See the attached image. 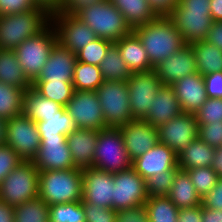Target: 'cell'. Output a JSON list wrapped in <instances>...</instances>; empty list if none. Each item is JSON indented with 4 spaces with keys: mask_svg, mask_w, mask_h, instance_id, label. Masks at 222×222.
<instances>
[{
    "mask_svg": "<svg viewBox=\"0 0 222 222\" xmlns=\"http://www.w3.org/2000/svg\"><path fill=\"white\" fill-rule=\"evenodd\" d=\"M133 32L141 40L153 68L186 45L168 16H157L147 24L135 27Z\"/></svg>",
    "mask_w": 222,
    "mask_h": 222,
    "instance_id": "1",
    "label": "cell"
},
{
    "mask_svg": "<svg viewBox=\"0 0 222 222\" xmlns=\"http://www.w3.org/2000/svg\"><path fill=\"white\" fill-rule=\"evenodd\" d=\"M51 13L42 6L22 13L0 16V49L14 50L50 23Z\"/></svg>",
    "mask_w": 222,
    "mask_h": 222,
    "instance_id": "2",
    "label": "cell"
},
{
    "mask_svg": "<svg viewBox=\"0 0 222 222\" xmlns=\"http://www.w3.org/2000/svg\"><path fill=\"white\" fill-rule=\"evenodd\" d=\"M186 45L204 41L213 24L210 0H178L168 15Z\"/></svg>",
    "mask_w": 222,
    "mask_h": 222,
    "instance_id": "3",
    "label": "cell"
},
{
    "mask_svg": "<svg viewBox=\"0 0 222 222\" xmlns=\"http://www.w3.org/2000/svg\"><path fill=\"white\" fill-rule=\"evenodd\" d=\"M82 187L80 168L39 172L38 197L48 206L82 201Z\"/></svg>",
    "mask_w": 222,
    "mask_h": 222,
    "instance_id": "4",
    "label": "cell"
},
{
    "mask_svg": "<svg viewBox=\"0 0 222 222\" xmlns=\"http://www.w3.org/2000/svg\"><path fill=\"white\" fill-rule=\"evenodd\" d=\"M75 16L88 25L98 38L112 42L133 31L123 14L109 0L86 7Z\"/></svg>",
    "mask_w": 222,
    "mask_h": 222,
    "instance_id": "5",
    "label": "cell"
},
{
    "mask_svg": "<svg viewBox=\"0 0 222 222\" xmlns=\"http://www.w3.org/2000/svg\"><path fill=\"white\" fill-rule=\"evenodd\" d=\"M56 43L55 29L49 23L37 35L24 40L14 49L19 64L31 83L38 78Z\"/></svg>",
    "mask_w": 222,
    "mask_h": 222,
    "instance_id": "6",
    "label": "cell"
},
{
    "mask_svg": "<svg viewBox=\"0 0 222 222\" xmlns=\"http://www.w3.org/2000/svg\"><path fill=\"white\" fill-rule=\"evenodd\" d=\"M39 170L32 161H23L0 183V200L16 206L38 197Z\"/></svg>",
    "mask_w": 222,
    "mask_h": 222,
    "instance_id": "7",
    "label": "cell"
},
{
    "mask_svg": "<svg viewBox=\"0 0 222 222\" xmlns=\"http://www.w3.org/2000/svg\"><path fill=\"white\" fill-rule=\"evenodd\" d=\"M131 167L132 160L123 143L120 128L107 127L99 130L93 168L114 174Z\"/></svg>",
    "mask_w": 222,
    "mask_h": 222,
    "instance_id": "8",
    "label": "cell"
},
{
    "mask_svg": "<svg viewBox=\"0 0 222 222\" xmlns=\"http://www.w3.org/2000/svg\"><path fill=\"white\" fill-rule=\"evenodd\" d=\"M95 92L107 127L120 128L133 120L126 81H104Z\"/></svg>",
    "mask_w": 222,
    "mask_h": 222,
    "instance_id": "9",
    "label": "cell"
},
{
    "mask_svg": "<svg viewBox=\"0 0 222 222\" xmlns=\"http://www.w3.org/2000/svg\"><path fill=\"white\" fill-rule=\"evenodd\" d=\"M40 143L34 120L21 114L7 121L5 144L12 147L24 161H32L36 157Z\"/></svg>",
    "mask_w": 222,
    "mask_h": 222,
    "instance_id": "10",
    "label": "cell"
},
{
    "mask_svg": "<svg viewBox=\"0 0 222 222\" xmlns=\"http://www.w3.org/2000/svg\"><path fill=\"white\" fill-rule=\"evenodd\" d=\"M146 180L132 167L114 173L112 209L116 211L144 205L147 201Z\"/></svg>",
    "mask_w": 222,
    "mask_h": 222,
    "instance_id": "11",
    "label": "cell"
},
{
    "mask_svg": "<svg viewBox=\"0 0 222 222\" xmlns=\"http://www.w3.org/2000/svg\"><path fill=\"white\" fill-rule=\"evenodd\" d=\"M162 86L163 84L154 69L131 74L127 81V88L133 119L143 120L147 116L151 103Z\"/></svg>",
    "mask_w": 222,
    "mask_h": 222,
    "instance_id": "12",
    "label": "cell"
},
{
    "mask_svg": "<svg viewBox=\"0 0 222 222\" xmlns=\"http://www.w3.org/2000/svg\"><path fill=\"white\" fill-rule=\"evenodd\" d=\"M65 108L79 129L99 131L107 128L100 100L95 91L75 90Z\"/></svg>",
    "mask_w": 222,
    "mask_h": 222,
    "instance_id": "13",
    "label": "cell"
},
{
    "mask_svg": "<svg viewBox=\"0 0 222 222\" xmlns=\"http://www.w3.org/2000/svg\"><path fill=\"white\" fill-rule=\"evenodd\" d=\"M50 23L55 29L57 42L75 54L97 38L94 31L75 15L51 13Z\"/></svg>",
    "mask_w": 222,
    "mask_h": 222,
    "instance_id": "14",
    "label": "cell"
},
{
    "mask_svg": "<svg viewBox=\"0 0 222 222\" xmlns=\"http://www.w3.org/2000/svg\"><path fill=\"white\" fill-rule=\"evenodd\" d=\"M157 130L159 143L167 145L176 154H179L194 139L198 138L199 124L195 114L182 112L159 126Z\"/></svg>",
    "mask_w": 222,
    "mask_h": 222,
    "instance_id": "15",
    "label": "cell"
},
{
    "mask_svg": "<svg viewBox=\"0 0 222 222\" xmlns=\"http://www.w3.org/2000/svg\"><path fill=\"white\" fill-rule=\"evenodd\" d=\"M40 148L32 160L39 171L76 168L70 154L66 136L40 137Z\"/></svg>",
    "mask_w": 222,
    "mask_h": 222,
    "instance_id": "16",
    "label": "cell"
},
{
    "mask_svg": "<svg viewBox=\"0 0 222 222\" xmlns=\"http://www.w3.org/2000/svg\"><path fill=\"white\" fill-rule=\"evenodd\" d=\"M82 176V200L112 208L114 174L90 167L82 169Z\"/></svg>",
    "mask_w": 222,
    "mask_h": 222,
    "instance_id": "17",
    "label": "cell"
},
{
    "mask_svg": "<svg viewBox=\"0 0 222 222\" xmlns=\"http://www.w3.org/2000/svg\"><path fill=\"white\" fill-rule=\"evenodd\" d=\"M120 131L126 151L132 161L159 142L157 128L142 119H133L121 126Z\"/></svg>",
    "mask_w": 222,
    "mask_h": 222,
    "instance_id": "18",
    "label": "cell"
},
{
    "mask_svg": "<svg viewBox=\"0 0 222 222\" xmlns=\"http://www.w3.org/2000/svg\"><path fill=\"white\" fill-rule=\"evenodd\" d=\"M175 167H178L177 154L167 145L159 142L132 161V168L145 180Z\"/></svg>",
    "mask_w": 222,
    "mask_h": 222,
    "instance_id": "19",
    "label": "cell"
},
{
    "mask_svg": "<svg viewBox=\"0 0 222 222\" xmlns=\"http://www.w3.org/2000/svg\"><path fill=\"white\" fill-rule=\"evenodd\" d=\"M154 70L157 72L163 85H172L187 75L198 72L195 56L190 45L159 63Z\"/></svg>",
    "mask_w": 222,
    "mask_h": 222,
    "instance_id": "20",
    "label": "cell"
},
{
    "mask_svg": "<svg viewBox=\"0 0 222 222\" xmlns=\"http://www.w3.org/2000/svg\"><path fill=\"white\" fill-rule=\"evenodd\" d=\"M76 62V54L57 42L35 81H72Z\"/></svg>",
    "mask_w": 222,
    "mask_h": 222,
    "instance_id": "21",
    "label": "cell"
},
{
    "mask_svg": "<svg viewBox=\"0 0 222 222\" xmlns=\"http://www.w3.org/2000/svg\"><path fill=\"white\" fill-rule=\"evenodd\" d=\"M171 86L183 112L194 114L208 99L204 76L199 72L187 75Z\"/></svg>",
    "mask_w": 222,
    "mask_h": 222,
    "instance_id": "22",
    "label": "cell"
},
{
    "mask_svg": "<svg viewBox=\"0 0 222 222\" xmlns=\"http://www.w3.org/2000/svg\"><path fill=\"white\" fill-rule=\"evenodd\" d=\"M98 137V130L79 128L66 136L71 158L76 168L93 167Z\"/></svg>",
    "mask_w": 222,
    "mask_h": 222,
    "instance_id": "23",
    "label": "cell"
},
{
    "mask_svg": "<svg viewBox=\"0 0 222 222\" xmlns=\"http://www.w3.org/2000/svg\"><path fill=\"white\" fill-rule=\"evenodd\" d=\"M151 104V108L143 120L156 128L183 112L175 91L170 85H163Z\"/></svg>",
    "mask_w": 222,
    "mask_h": 222,
    "instance_id": "24",
    "label": "cell"
},
{
    "mask_svg": "<svg viewBox=\"0 0 222 222\" xmlns=\"http://www.w3.org/2000/svg\"><path fill=\"white\" fill-rule=\"evenodd\" d=\"M114 43L132 73L147 72L154 69L141 40L133 31Z\"/></svg>",
    "mask_w": 222,
    "mask_h": 222,
    "instance_id": "25",
    "label": "cell"
},
{
    "mask_svg": "<svg viewBox=\"0 0 222 222\" xmlns=\"http://www.w3.org/2000/svg\"><path fill=\"white\" fill-rule=\"evenodd\" d=\"M169 199L180 208H192L202 204V198L185 170L178 169L175 173Z\"/></svg>",
    "mask_w": 222,
    "mask_h": 222,
    "instance_id": "26",
    "label": "cell"
},
{
    "mask_svg": "<svg viewBox=\"0 0 222 222\" xmlns=\"http://www.w3.org/2000/svg\"><path fill=\"white\" fill-rule=\"evenodd\" d=\"M214 151L215 148L198 137L177 154L178 167L185 171L198 167H210Z\"/></svg>",
    "mask_w": 222,
    "mask_h": 222,
    "instance_id": "27",
    "label": "cell"
},
{
    "mask_svg": "<svg viewBox=\"0 0 222 222\" xmlns=\"http://www.w3.org/2000/svg\"><path fill=\"white\" fill-rule=\"evenodd\" d=\"M0 82L27 91L32 83L23 72L14 50L0 49Z\"/></svg>",
    "mask_w": 222,
    "mask_h": 222,
    "instance_id": "28",
    "label": "cell"
},
{
    "mask_svg": "<svg viewBox=\"0 0 222 222\" xmlns=\"http://www.w3.org/2000/svg\"><path fill=\"white\" fill-rule=\"evenodd\" d=\"M125 17L132 28L147 24L157 15L151 9L147 0H109Z\"/></svg>",
    "mask_w": 222,
    "mask_h": 222,
    "instance_id": "29",
    "label": "cell"
},
{
    "mask_svg": "<svg viewBox=\"0 0 222 222\" xmlns=\"http://www.w3.org/2000/svg\"><path fill=\"white\" fill-rule=\"evenodd\" d=\"M196 61L197 71L202 74L222 72V50L207 42L199 41L190 44Z\"/></svg>",
    "mask_w": 222,
    "mask_h": 222,
    "instance_id": "30",
    "label": "cell"
},
{
    "mask_svg": "<svg viewBox=\"0 0 222 222\" xmlns=\"http://www.w3.org/2000/svg\"><path fill=\"white\" fill-rule=\"evenodd\" d=\"M63 106L50 99L42 97L33 88H29L23 95L22 114L35 122L43 121V117L57 115Z\"/></svg>",
    "mask_w": 222,
    "mask_h": 222,
    "instance_id": "31",
    "label": "cell"
},
{
    "mask_svg": "<svg viewBox=\"0 0 222 222\" xmlns=\"http://www.w3.org/2000/svg\"><path fill=\"white\" fill-rule=\"evenodd\" d=\"M99 68L104 81H128L132 72L121 57L117 45L113 42L101 61Z\"/></svg>",
    "mask_w": 222,
    "mask_h": 222,
    "instance_id": "32",
    "label": "cell"
},
{
    "mask_svg": "<svg viewBox=\"0 0 222 222\" xmlns=\"http://www.w3.org/2000/svg\"><path fill=\"white\" fill-rule=\"evenodd\" d=\"M40 137L67 136L77 127L65 107L57 111V115L43 117V121L36 122Z\"/></svg>",
    "mask_w": 222,
    "mask_h": 222,
    "instance_id": "33",
    "label": "cell"
},
{
    "mask_svg": "<svg viewBox=\"0 0 222 222\" xmlns=\"http://www.w3.org/2000/svg\"><path fill=\"white\" fill-rule=\"evenodd\" d=\"M104 82L99 66L77 61L72 84L74 90L96 91Z\"/></svg>",
    "mask_w": 222,
    "mask_h": 222,
    "instance_id": "34",
    "label": "cell"
},
{
    "mask_svg": "<svg viewBox=\"0 0 222 222\" xmlns=\"http://www.w3.org/2000/svg\"><path fill=\"white\" fill-rule=\"evenodd\" d=\"M32 88L42 97L59 103L63 107L66 106L75 91L72 81H34Z\"/></svg>",
    "mask_w": 222,
    "mask_h": 222,
    "instance_id": "35",
    "label": "cell"
},
{
    "mask_svg": "<svg viewBox=\"0 0 222 222\" xmlns=\"http://www.w3.org/2000/svg\"><path fill=\"white\" fill-rule=\"evenodd\" d=\"M25 91L0 82V117L9 120L21 115Z\"/></svg>",
    "mask_w": 222,
    "mask_h": 222,
    "instance_id": "36",
    "label": "cell"
},
{
    "mask_svg": "<svg viewBox=\"0 0 222 222\" xmlns=\"http://www.w3.org/2000/svg\"><path fill=\"white\" fill-rule=\"evenodd\" d=\"M149 222H177L179 209L168 196L148 197L145 202Z\"/></svg>",
    "mask_w": 222,
    "mask_h": 222,
    "instance_id": "37",
    "label": "cell"
},
{
    "mask_svg": "<svg viewBox=\"0 0 222 222\" xmlns=\"http://www.w3.org/2000/svg\"><path fill=\"white\" fill-rule=\"evenodd\" d=\"M14 222H49V206L40 197L14 206Z\"/></svg>",
    "mask_w": 222,
    "mask_h": 222,
    "instance_id": "38",
    "label": "cell"
},
{
    "mask_svg": "<svg viewBox=\"0 0 222 222\" xmlns=\"http://www.w3.org/2000/svg\"><path fill=\"white\" fill-rule=\"evenodd\" d=\"M49 222H86L81 201L49 206Z\"/></svg>",
    "mask_w": 222,
    "mask_h": 222,
    "instance_id": "39",
    "label": "cell"
},
{
    "mask_svg": "<svg viewBox=\"0 0 222 222\" xmlns=\"http://www.w3.org/2000/svg\"><path fill=\"white\" fill-rule=\"evenodd\" d=\"M112 43L97 37L76 53L77 61L99 66Z\"/></svg>",
    "mask_w": 222,
    "mask_h": 222,
    "instance_id": "40",
    "label": "cell"
},
{
    "mask_svg": "<svg viewBox=\"0 0 222 222\" xmlns=\"http://www.w3.org/2000/svg\"><path fill=\"white\" fill-rule=\"evenodd\" d=\"M186 171L201 198L214 188L219 179L211 167H198Z\"/></svg>",
    "mask_w": 222,
    "mask_h": 222,
    "instance_id": "41",
    "label": "cell"
},
{
    "mask_svg": "<svg viewBox=\"0 0 222 222\" xmlns=\"http://www.w3.org/2000/svg\"><path fill=\"white\" fill-rule=\"evenodd\" d=\"M179 167L172 170L157 173L146 180L148 197L168 196Z\"/></svg>",
    "mask_w": 222,
    "mask_h": 222,
    "instance_id": "42",
    "label": "cell"
},
{
    "mask_svg": "<svg viewBox=\"0 0 222 222\" xmlns=\"http://www.w3.org/2000/svg\"><path fill=\"white\" fill-rule=\"evenodd\" d=\"M194 114L198 124L222 121V99L208 98Z\"/></svg>",
    "mask_w": 222,
    "mask_h": 222,
    "instance_id": "43",
    "label": "cell"
},
{
    "mask_svg": "<svg viewBox=\"0 0 222 222\" xmlns=\"http://www.w3.org/2000/svg\"><path fill=\"white\" fill-rule=\"evenodd\" d=\"M81 202L85 212L86 222H116V210L87 203L83 200Z\"/></svg>",
    "mask_w": 222,
    "mask_h": 222,
    "instance_id": "44",
    "label": "cell"
},
{
    "mask_svg": "<svg viewBox=\"0 0 222 222\" xmlns=\"http://www.w3.org/2000/svg\"><path fill=\"white\" fill-rule=\"evenodd\" d=\"M23 161L12 147L6 144L0 145V183Z\"/></svg>",
    "mask_w": 222,
    "mask_h": 222,
    "instance_id": "45",
    "label": "cell"
},
{
    "mask_svg": "<svg viewBox=\"0 0 222 222\" xmlns=\"http://www.w3.org/2000/svg\"><path fill=\"white\" fill-rule=\"evenodd\" d=\"M198 137L213 148L222 146V121L199 124Z\"/></svg>",
    "mask_w": 222,
    "mask_h": 222,
    "instance_id": "46",
    "label": "cell"
},
{
    "mask_svg": "<svg viewBox=\"0 0 222 222\" xmlns=\"http://www.w3.org/2000/svg\"><path fill=\"white\" fill-rule=\"evenodd\" d=\"M36 6L34 0H0V16L27 12Z\"/></svg>",
    "mask_w": 222,
    "mask_h": 222,
    "instance_id": "47",
    "label": "cell"
},
{
    "mask_svg": "<svg viewBox=\"0 0 222 222\" xmlns=\"http://www.w3.org/2000/svg\"><path fill=\"white\" fill-rule=\"evenodd\" d=\"M116 222H149L145 205L117 211Z\"/></svg>",
    "mask_w": 222,
    "mask_h": 222,
    "instance_id": "48",
    "label": "cell"
},
{
    "mask_svg": "<svg viewBox=\"0 0 222 222\" xmlns=\"http://www.w3.org/2000/svg\"><path fill=\"white\" fill-rule=\"evenodd\" d=\"M104 0H61V5L57 11L52 13H65L69 15H76L78 12L86 7L100 3Z\"/></svg>",
    "mask_w": 222,
    "mask_h": 222,
    "instance_id": "49",
    "label": "cell"
},
{
    "mask_svg": "<svg viewBox=\"0 0 222 222\" xmlns=\"http://www.w3.org/2000/svg\"><path fill=\"white\" fill-rule=\"evenodd\" d=\"M203 76L207 97L222 99V72H214Z\"/></svg>",
    "mask_w": 222,
    "mask_h": 222,
    "instance_id": "50",
    "label": "cell"
},
{
    "mask_svg": "<svg viewBox=\"0 0 222 222\" xmlns=\"http://www.w3.org/2000/svg\"><path fill=\"white\" fill-rule=\"evenodd\" d=\"M202 206L222 210V178H219L214 188L202 198Z\"/></svg>",
    "mask_w": 222,
    "mask_h": 222,
    "instance_id": "51",
    "label": "cell"
},
{
    "mask_svg": "<svg viewBox=\"0 0 222 222\" xmlns=\"http://www.w3.org/2000/svg\"><path fill=\"white\" fill-rule=\"evenodd\" d=\"M177 222H202V204L192 208H180Z\"/></svg>",
    "mask_w": 222,
    "mask_h": 222,
    "instance_id": "52",
    "label": "cell"
},
{
    "mask_svg": "<svg viewBox=\"0 0 222 222\" xmlns=\"http://www.w3.org/2000/svg\"><path fill=\"white\" fill-rule=\"evenodd\" d=\"M151 9L157 16H168L174 7L177 5L178 0H147Z\"/></svg>",
    "mask_w": 222,
    "mask_h": 222,
    "instance_id": "53",
    "label": "cell"
},
{
    "mask_svg": "<svg viewBox=\"0 0 222 222\" xmlns=\"http://www.w3.org/2000/svg\"><path fill=\"white\" fill-rule=\"evenodd\" d=\"M205 41L217 46L222 50V21H214Z\"/></svg>",
    "mask_w": 222,
    "mask_h": 222,
    "instance_id": "54",
    "label": "cell"
},
{
    "mask_svg": "<svg viewBox=\"0 0 222 222\" xmlns=\"http://www.w3.org/2000/svg\"><path fill=\"white\" fill-rule=\"evenodd\" d=\"M202 222H222V210L202 206Z\"/></svg>",
    "mask_w": 222,
    "mask_h": 222,
    "instance_id": "55",
    "label": "cell"
},
{
    "mask_svg": "<svg viewBox=\"0 0 222 222\" xmlns=\"http://www.w3.org/2000/svg\"><path fill=\"white\" fill-rule=\"evenodd\" d=\"M0 222H14V206L0 200Z\"/></svg>",
    "mask_w": 222,
    "mask_h": 222,
    "instance_id": "56",
    "label": "cell"
},
{
    "mask_svg": "<svg viewBox=\"0 0 222 222\" xmlns=\"http://www.w3.org/2000/svg\"><path fill=\"white\" fill-rule=\"evenodd\" d=\"M210 167L215 171L219 178H222V146L215 148Z\"/></svg>",
    "mask_w": 222,
    "mask_h": 222,
    "instance_id": "57",
    "label": "cell"
},
{
    "mask_svg": "<svg viewBox=\"0 0 222 222\" xmlns=\"http://www.w3.org/2000/svg\"><path fill=\"white\" fill-rule=\"evenodd\" d=\"M210 16L213 21H222V0H210Z\"/></svg>",
    "mask_w": 222,
    "mask_h": 222,
    "instance_id": "58",
    "label": "cell"
},
{
    "mask_svg": "<svg viewBox=\"0 0 222 222\" xmlns=\"http://www.w3.org/2000/svg\"><path fill=\"white\" fill-rule=\"evenodd\" d=\"M34 2L47 9L50 13L57 11L61 5V0H34Z\"/></svg>",
    "mask_w": 222,
    "mask_h": 222,
    "instance_id": "59",
    "label": "cell"
},
{
    "mask_svg": "<svg viewBox=\"0 0 222 222\" xmlns=\"http://www.w3.org/2000/svg\"><path fill=\"white\" fill-rule=\"evenodd\" d=\"M7 121L4 118L0 117V145H3L6 143V126Z\"/></svg>",
    "mask_w": 222,
    "mask_h": 222,
    "instance_id": "60",
    "label": "cell"
}]
</instances>
